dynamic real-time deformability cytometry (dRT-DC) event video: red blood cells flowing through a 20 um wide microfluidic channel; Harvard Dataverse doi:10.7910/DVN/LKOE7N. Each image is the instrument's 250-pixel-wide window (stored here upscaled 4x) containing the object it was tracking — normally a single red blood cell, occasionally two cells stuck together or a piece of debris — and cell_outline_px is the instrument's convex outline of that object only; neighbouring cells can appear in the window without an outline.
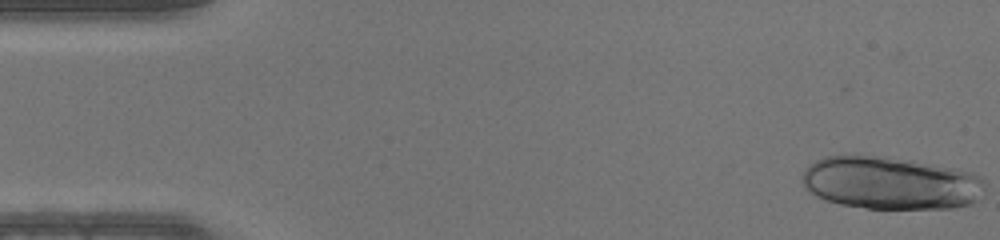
{"species": "human", "species_latin": "Homo sapiens", "temperature_condition": "warm", "stored_images_in_passage": 45, "segment_of_instrument_passage": [1, 2], "camera_frame_rate_fps": 3000, "um_per_image_px": 0.085, "donor": {"sex": "male"}, "frame": {"image": 1, "passage_image": 1, "time_ms": 0.0, "image_size_px": [1000, 240], "cell_outline_px": [[984, 188], [972, 204], [956, 208], [868, 208], [840, 204], [816, 196], [804, 188], [804, 168], [808, 164], [824, 156], [872, 156], [908, 160], [956, 168], [972, 172], [980, 176], [984, 180]], "centroid_in_image_um": [75.71, 15.56], "position_along_channel_um": 9.3, "area_um2": 55.83}}
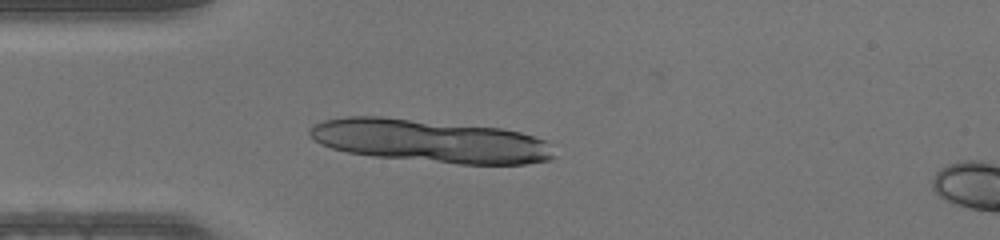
{"frame": {"image": 2, "passage_image": 12, "time_ms": 3.667, "image_size_px": [1000, 240], "cell_outline_px": [[556, 156], [552, 160], [524, 164], [460, 164], [372, 156], [348, 152], [332, 148], [320, 144], [312, 140], [308, 132], [308, 128], [312, 124], [324, 120], [344, 116], [380, 116], [500, 128], [520, 132], [544, 140]], "centroid_in_image_um": [36.5, 11.98], "position_along_channel_um": 48.5, "area_um2": 61.33}}